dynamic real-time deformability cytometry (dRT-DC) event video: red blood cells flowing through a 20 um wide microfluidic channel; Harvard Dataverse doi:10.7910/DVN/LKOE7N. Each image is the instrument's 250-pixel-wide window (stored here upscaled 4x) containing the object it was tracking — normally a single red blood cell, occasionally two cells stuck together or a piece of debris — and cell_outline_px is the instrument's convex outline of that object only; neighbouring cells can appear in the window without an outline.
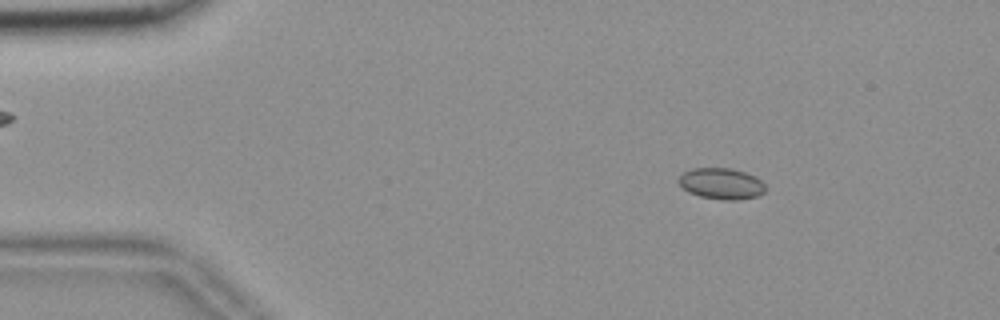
{"species": "common noctule bat (a hibernating species)", "species_latin": "Nyctalus noctula", "temperature_condition": "room temperature", "stored_images_in_passage": 56, "camera_frame_rate_fps": 3000, "um_per_image_px": 0.085, "animal": {"sex": "female", "body_mass_g": 18.4}, "frame": {"image": 1, "passage_image": 8, "time_ms": 2.333, "image_size_px": [1000, 320], "cell_outline_px": [[764, 192], [756, 196], [736, 200], [724, 200], [700, 196], [688, 192], [676, 180], [684, 172], [692, 168], [732, 168], [756, 176], [764, 184]], "centroid_in_image_um": [61.3, 15.6], "position_along_channel_um": 23.7, "area_um2": 15.66}}
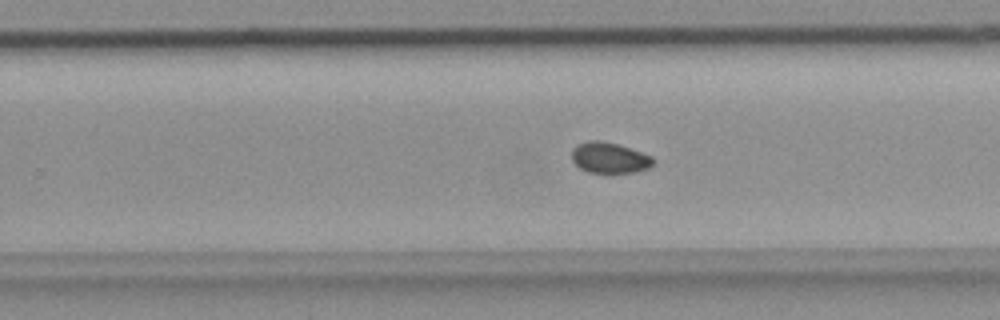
{"frame": {"image": 2, "passage_image": 35, "time_ms": 11.333, "image_size_px": [1000, 320], "cell_outline_px": [[656, 160], [648, 168], [636, 172], [612, 176], [588, 172], [580, 168], [572, 160], [572, 148], [588, 140], [600, 140], [616, 144], [652, 156]], "centroid_in_image_um": [51.81, 13.47], "position_along_channel_um": 278.0, "area_um2": 15.09}}
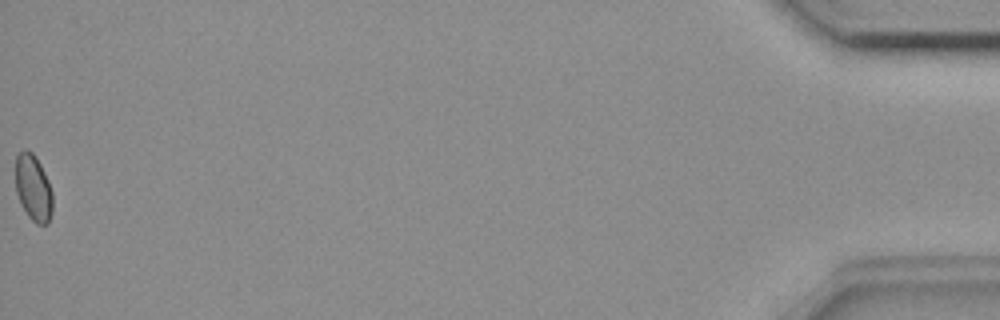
{"frame": {"image": 3, "passage_image": 56, "time_ms": 18.333, "image_size_px": [1000, 320], "cell_outline_px": [[52, 212], [48, 224], [36, 224], [28, 216], [20, 204], [16, 192], [16, 156], [24, 148], [28, 148], [36, 156], [48, 180], [52, 192]], "centroid_in_image_um": [2.82, 15.96], "position_along_channel_um": 432.4, "area_um2": 14.51}, "authors_computed_cell_mechanics": {"area_um2": 14.739, "velocity_mm_per_s": 3.6381, "shape_relaxation_time_tau1_ms": null, "shape_relaxation_time_tau2_ms": 6.8434, "deformation_change_tau1": null, "deformation_change_tau2": 0.0597}}